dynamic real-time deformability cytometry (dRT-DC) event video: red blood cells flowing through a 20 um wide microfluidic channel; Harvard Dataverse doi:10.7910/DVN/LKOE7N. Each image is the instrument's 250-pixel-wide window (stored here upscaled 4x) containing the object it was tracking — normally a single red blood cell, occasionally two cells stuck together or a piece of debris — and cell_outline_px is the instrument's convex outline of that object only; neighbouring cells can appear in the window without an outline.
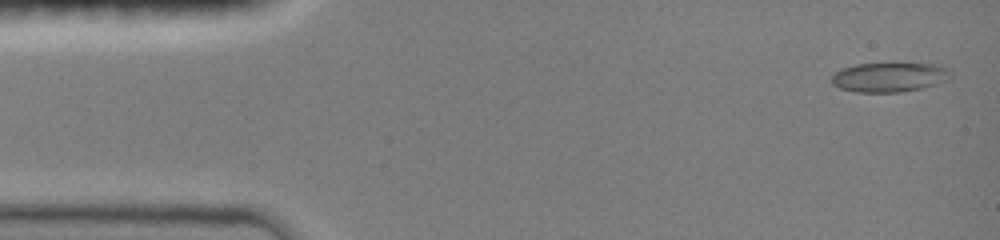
{"species": "common noctule bat (a hibernating species)", "species_latin": "Nyctalus noctula", "temperature_condition": "room temperature", "stored_images_in_passage": 26, "camera_frame_rate_fps": 3000, "um_per_image_px": 0.085, "animal": {"sex": "female", "body_mass_g": 19.0, "forearm_length_mm": 51.5}, "frame": {"image": 1, "passage_image": 1, "time_ms": 0.0, "image_size_px": [1000, 240], "cell_outline_px": [[952, 76], [936, 84], [920, 88], [900, 92], [856, 92], [840, 88], [832, 84], [832, 76], [840, 68], [856, 64], [932, 64], [948, 68]], "centroid_in_image_um": [75.55, 6.56], "position_along_channel_um": 9.4, "area_um2": 20.17}}
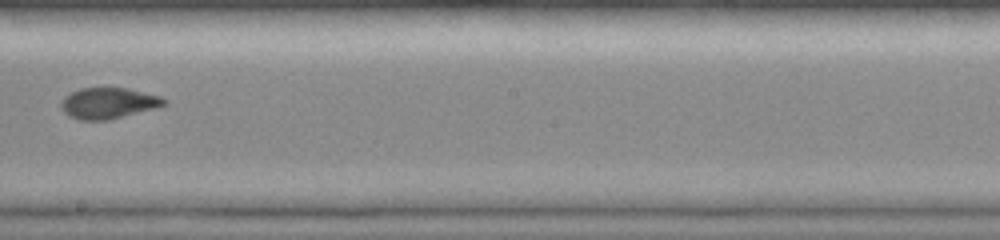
{"frame": {"image": 2, "passage_image": 15, "time_ms": 4.667, "image_size_px": [1000, 240], "cell_outline_px": [[168, 100], [164, 104], [156, 108], [108, 120], [80, 120], [68, 116], [60, 108], [60, 104], [64, 96], [80, 88], [128, 88], [160, 96]], "centroid_in_image_um": [9.18, 8.77], "position_along_channel_um": 239.0, "area_um2": 18.61}}
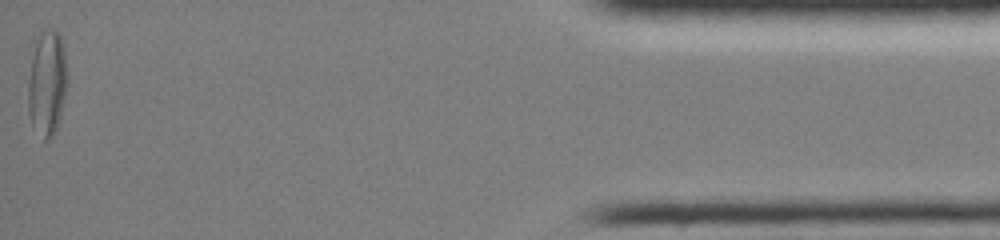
{"frame": {"image": 3, "passage_image": 26, "time_ms": 8.333, "image_size_px": [1000, 240], "cell_outline_px": [[68, 84], [60, 116], [56, 128], [52, 136], [48, 140], [44, 140], [32, 124], [28, 112], [28, 84], [32, 44], [40, 32], [44, 28], [52, 28], [60, 36], [64, 48], [68, 72]], "centroid_in_image_um": [4.0, 6.98], "position_along_channel_um": 431.2, "area_um2": 24.68}}